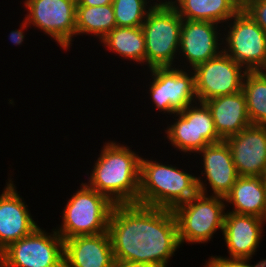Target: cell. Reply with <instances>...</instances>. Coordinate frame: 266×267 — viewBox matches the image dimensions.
I'll use <instances>...</instances> for the list:
<instances>
[{"label":"cell","mask_w":266,"mask_h":267,"mask_svg":"<svg viewBox=\"0 0 266 267\" xmlns=\"http://www.w3.org/2000/svg\"><path fill=\"white\" fill-rule=\"evenodd\" d=\"M112 3L113 0H77L76 6H105Z\"/></svg>","instance_id":"f1b7e54d"},{"label":"cell","mask_w":266,"mask_h":267,"mask_svg":"<svg viewBox=\"0 0 266 267\" xmlns=\"http://www.w3.org/2000/svg\"><path fill=\"white\" fill-rule=\"evenodd\" d=\"M225 141L238 175L260 177L266 166V125L251 124Z\"/></svg>","instance_id":"9a60e30c"},{"label":"cell","mask_w":266,"mask_h":267,"mask_svg":"<svg viewBox=\"0 0 266 267\" xmlns=\"http://www.w3.org/2000/svg\"><path fill=\"white\" fill-rule=\"evenodd\" d=\"M2 250L0 249V267H2Z\"/></svg>","instance_id":"d6a6232c"},{"label":"cell","mask_w":266,"mask_h":267,"mask_svg":"<svg viewBox=\"0 0 266 267\" xmlns=\"http://www.w3.org/2000/svg\"><path fill=\"white\" fill-rule=\"evenodd\" d=\"M100 42L108 51L122 59L133 60L141 66L146 64V43L142 27L116 26Z\"/></svg>","instance_id":"7402d4cb"},{"label":"cell","mask_w":266,"mask_h":267,"mask_svg":"<svg viewBox=\"0 0 266 267\" xmlns=\"http://www.w3.org/2000/svg\"><path fill=\"white\" fill-rule=\"evenodd\" d=\"M170 5L183 20L226 24L241 8V0H171Z\"/></svg>","instance_id":"44dd1931"},{"label":"cell","mask_w":266,"mask_h":267,"mask_svg":"<svg viewBox=\"0 0 266 267\" xmlns=\"http://www.w3.org/2000/svg\"><path fill=\"white\" fill-rule=\"evenodd\" d=\"M149 1L151 2V1H155V0H149ZM170 2H171V0H164V1L163 0H156V2H153V4L155 6H163V5H169Z\"/></svg>","instance_id":"4dcf8cb0"},{"label":"cell","mask_w":266,"mask_h":267,"mask_svg":"<svg viewBox=\"0 0 266 267\" xmlns=\"http://www.w3.org/2000/svg\"><path fill=\"white\" fill-rule=\"evenodd\" d=\"M114 267H157V266L140 262L115 260Z\"/></svg>","instance_id":"f546056e"},{"label":"cell","mask_w":266,"mask_h":267,"mask_svg":"<svg viewBox=\"0 0 266 267\" xmlns=\"http://www.w3.org/2000/svg\"><path fill=\"white\" fill-rule=\"evenodd\" d=\"M76 4L77 0H25L24 19L68 50L76 37Z\"/></svg>","instance_id":"8fae6325"},{"label":"cell","mask_w":266,"mask_h":267,"mask_svg":"<svg viewBox=\"0 0 266 267\" xmlns=\"http://www.w3.org/2000/svg\"><path fill=\"white\" fill-rule=\"evenodd\" d=\"M182 20L170 4L155 6L148 13L142 24L148 69L176 66Z\"/></svg>","instance_id":"8992f818"},{"label":"cell","mask_w":266,"mask_h":267,"mask_svg":"<svg viewBox=\"0 0 266 267\" xmlns=\"http://www.w3.org/2000/svg\"><path fill=\"white\" fill-rule=\"evenodd\" d=\"M242 91L246 98L249 120L254 125H266V73L247 71Z\"/></svg>","instance_id":"cb8c5ba5"},{"label":"cell","mask_w":266,"mask_h":267,"mask_svg":"<svg viewBox=\"0 0 266 267\" xmlns=\"http://www.w3.org/2000/svg\"><path fill=\"white\" fill-rule=\"evenodd\" d=\"M220 27L223 28L214 22L182 20L178 55L186 59L191 71L223 51Z\"/></svg>","instance_id":"4fadbf2b"},{"label":"cell","mask_w":266,"mask_h":267,"mask_svg":"<svg viewBox=\"0 0 266 267\" xmlns=\"http://www.w3.org/2000/svg\"><path fill=\"white\" fill-rule=\"evenodd\" d=\"M11 178L0 195V249L30 235L37 227L27 204L18 194Z\"/></svg>","instance_id":"2e32d148"},{"label":"cell","mask_w":266,"mask_h":267,"mask_svg":"<svg viewBox=\"0 0 266 267\" xmlns=\"http://www.w3.org/2000/svg\"><path fill=\"white\" fill-rule=\"evenodd\" d=\"M173 116L176 122L169 124L170 126L165 128V133L176 150L196 155L203 147L223 141L215 129L211 112L204 102L193 103Z\"/></svg>","instance_id":"9c48e42d"},{"label":"cell","mask_w":266,"mask_h":267,"mask_svg":"<svg viewBox=\"0 0 266 267\" xmlns=\"http://www.w3.org/2000/svg\"><path fill=\"white\" fill-rule=\"evenodd\" d=\"M242 8L266 32V0H244Z\"/></svg>","instance_id":"4316f807"},{"label":"cell","mask_w":266,"mask_h":267,"mask_svg":"<svg viewBox=\"0 0 266 267\" xmlns=\"http://www.w3.org/2000/svg\"><path fill=\"white\" fill-rule=\"evenodd\" d=\"M2 267H64V240L38 226L3 250Z\"/></svg>","instance_id":"ba28073f"},{"label":"cell","mask_w":266,"mask_h":267,"mask_svg":"<svg viewBox=\"0 0 266 267\" xmlns=\"http://www.w3.org/2000/svg\"><path fill=\"white\" fill-rule=\"evenodd\" d=\"M115 260L167 267L180 248L172 209L139 203L115 204L109 219Z\"/></svg>","instance_id":"6da1fadb"},{"label":"cell","mask_w":266,"mask_h":267,"mask_svg":"<svg viewBox=\"0 0 266 267\" xmlns=\"http://www.w3.org/2000/svg\"><path fill=\"white\" fill-rule=\"evenodd\" d=\"M224 199L226 207L233 205L230 212L266 220V190L261 177L239 176Z\"/></svg>","instance_id":"ffe728a7"},{"label":"cell","mask_w":266,"mask_h":267,"mask_svg":"<svg viewBox=\"0 0 266 267\" xmlns=\"http://www.w3.org/2000/svg\"><path fill=\"white\" fill-rule=\"evenodd\" d=\"M198 193L197 176L171 164L141 158L139 204L173 209Z\"/></svg>","instance_id":"3957f363"},{"label":"cell","mask_w":266,"mask_h":267,"mask_svg":"<svg viewBox=\"0 0 266 267\" xmlns=\"http://www.w3.org/2000/svg\"><path fill=\"white\" fill-rule=\"evenodd\" d=\"M197 154H202L201 175L206 177L204 182L203 178L197 177L199 193L209 195L206 187L209 184L212 196L225 198L239 177L229 145L223 140L203 147Z\"/></svg>","instance_id":"5bb4252c"},{"label":"cell","mask_w":266,"mask_h":267,"mask_svg":"<svg viewBox=\"0 0 266 267\" xmlns=\"http://www.w3.org/2000/svg\"><path fill=\"white\" fill-rule=\"evenodd\" d=\"M181 66L149 69L153 79L149 82L150 99L163 114L171 116L198 102L194 72L187 70L186 65L183 69L179 68Z\"/></svg>","instance_id":"30bf717a"},{"label":"cell","mask_w":266,"mask_h":267,"mask_svg":"<svg viewBox=\"0 0 266 267\" xmlns=\"http://www.w3.org/2000/svg\"><path fill=\"white\" fill-rule=\"evenodd\" d=\"M260 177H261L263 186H264V188L266 190V166H265V168H264V170H263V172H262Z\"/></svg>","instance_id":"1f68e13d"},{"label":"cell","mask_w":266,"mask_h":267,"mask_svg":"<svg viewBox=\"0 0 266 267\" xmlns=\"http://www.w3.org/2000/svg\"><path fill=\"white\" fill-rule=\"evenodd\" d=\"M226 23L227 27L225 25L222 30L225 31L222 38L223 52L246 71H264L266 69V32L243 8Z\"/></svg>","instance_id":"52a82bcc"},{"label":"cell","mask_w":266,"mask_h":267,"mask_svg":"<svg viewBox=\"0 0 266 267\" xmlns=\"http://www.w3.org/2000/svg\"><path fill=\"white\" fill-rule=\"evenodd\" d=\"M101 149L86 184L114 204L138 203L142 157L114 141L105 142Z\"/></svg>","instance_id":"7a4b0ae2"},{"label":"cell","mask_w":266,"mask_h":267,"mask_svg":"<svg viewBox=\"0 0 266 267\" xmlns=\"http://www.w3.org/2000/svg\"><path fill=\"white\" fill-rule=\"evenodd\" d=\"M212 115L218 135L225 140L251 125L243 91L219 96L204 102Z\"/></svg>","instance_id":"d6986e66"},{"label":"cell","mask_w":266,"mask_h":267,"mask_svg":"<svg viewBox=\"0 0 266 267\" xmlns=\"http://www.w3.org/2000/svg\"><path fill=\"white\" fill-rule=\"evenodd\" d=\"M30 25L28 24L27 20H23L22 24L20 25V29H16V30H12L10 32V36L9 39L10 41L13 43V45H22V42L24 41L25 38V34H24V30H27V28Z\"/></svg>","instance_id":"83f0119b"},{"label":"cell","mask_w":266,"mask_h":267,"mask_svg":"<svg viewBox=\"0 0 266 267\" xmlns=\"http://www.w3.org/2000/svg\"><path fill=\"white\" fill-rule=\"evenodd\" d=\"M149 2V0H113L116 26L142 27L148 13L155 7Z\"/></svg>","instance_id":"d4e9b609"},{"label":"cell","mask_w":266,"mask_h":267,"mask_svg":"<svg viewBox=\"0 0 266 267\" xmlns=\"http://www.w3.org/2000/svg\"><path fill=\"white\" fill-rule=\"evenodd\" d=\"M226 203L223 197L198 193L172 209L180 245L207 243L223 231Z\"/></svg>","instance_id":"5b68a950"},{"label":"cell","mask_w":266,"mask_h":267,"mask_svg":"<svg viewBox=\"0 0 266 267\" xmlns=\"http://www.w3.org/2000/svg\"><path fill=\"white\" fill-rule=\"evenodd\" d=\"M77 35H95L99 41L116 27L112 4L105 6H76Z\"/></svg>","instance_id":"603a6c76"},{"label":"cell","mask_w":266,"mask_h":267,"mask_svg":"<svg viewBox=\"0 0 266 267\" xmlns=\"http://www.w3.org/2000/svg\"><path fill=\"white\" fill-rule=\"evenodd\" d=\"M197 100L231 95L242 90L246 70L223 51L193 69Z\"/></svg>","instance_id":"7c38bea8"},{"label":"cell","mask_w":266,"mask_h":267,"mask_svg":"<svg viewBox=\"0 0 266 267\" xmlns=\"http://www.w3.org/2000/svg\"><path fill=\"white\" fill-rule=\"evenodd\" d=\"M77 190L68 199L62 211L61 226L55 231L63 240L108 232L115 204L107 196L90 188L86 182H82Z\"/></svg>","instance_id":"277c9868"},{"label":"cell","mask_w":266,"mask_h":267,"mask_svg":"<svg viewBox=\"0 0 266 267\" xmlns=\"http://www.w3.org/2000/svg\"><path fill=\"white\" fill-rule=\"evenodd\" d=\"M109 232L64 240V267H114Z\"/></svg>","instance_id":"ac0fdd59"},{"label":"cell","mask_w":266,"mask_h":267,"mask_svg":"<svg viewBox=\"0 0 266 267\" xmlns=\"http://www.w3.org/2000/svg\"><path fill=\"white\" fill-rule=\"evenodd\" d=\"M229 211V212H228ZM226 211L223 231L230 258L252 259L262 240L266 220L253 215Z\"/></svg>","instance_id":"e0dca14e"},{"label":"cell","mask_w":266,"mask_h":267,"mask_svg":"<svg viewBox=\"0 0 266 267\" xmlns=\"http://www.w3.org/2000/svg\"><path fill=\"white\" fill-rule=\"evenodd\" d=\"M251 259L247 258H230L223 256H211L206 261L204 267H266V259H262L256 265H250ZM249 262V263H248Z\"/></svg>","instance_id":"484cf974"}]
</instances>
